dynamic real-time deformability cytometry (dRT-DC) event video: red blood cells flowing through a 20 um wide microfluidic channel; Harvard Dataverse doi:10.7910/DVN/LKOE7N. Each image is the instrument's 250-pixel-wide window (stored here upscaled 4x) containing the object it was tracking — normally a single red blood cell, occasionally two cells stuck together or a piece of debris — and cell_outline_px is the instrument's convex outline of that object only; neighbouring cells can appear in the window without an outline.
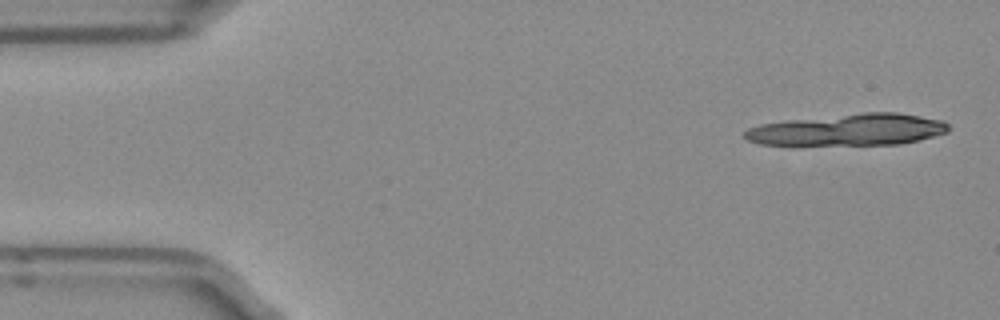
{"species": "Egyptian fruit bat (a non-hibernating species)", "species_latin": "Rousettus aegyptiacus", "temperature_condition": "room temperature", "stored_images_in_passage": 8, "camera_frame_rate_fps": 3000, "um_per_image_px": 0.085, "frame": {"image": 1, "passage_image": 1, "time_ms": 0.0, "image_size_px": [1000, 320], "cell_outline_px": [[948, 132], [900, 144], [760, 144], [748, 140], [744, 136], [744, 132], [748, 128], [760, 124], [788, 120], [860, 112], [896, 112], [920, 116], [940, 120], [948, 124]], "centroid_in_image_um": [72.1, 11.01], "position_along_channel_um": 12.9, "area_um2": 37.11}}
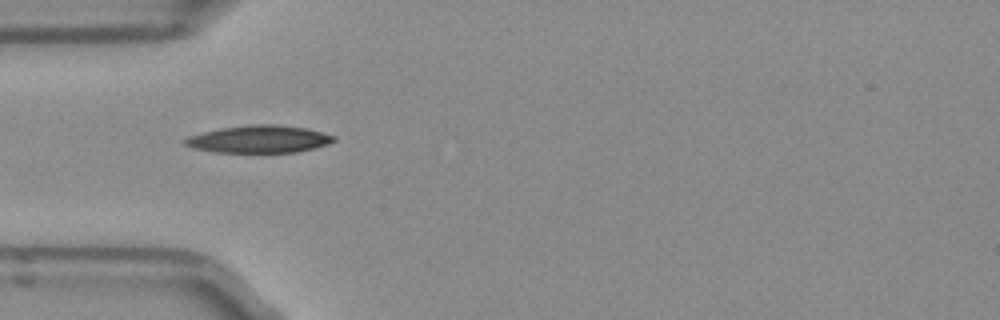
{"frame": {"image": 2, "passage_image": 4, "time_ms": 1.0, "image_size_px": [1000, 320], "cell_outline_px": [[336, 140], [328, 144], [296, 152], [216, 152], [196, 148], [184, 144], [184, 140], [188, 136], [220, 128], [252, 124], [280, 124], [308, 128], [336, 136]], "centroid_in_image_um": [22.07, 11.81], "position_along_channel_um": 62.9, "area_um2": 23.7}}
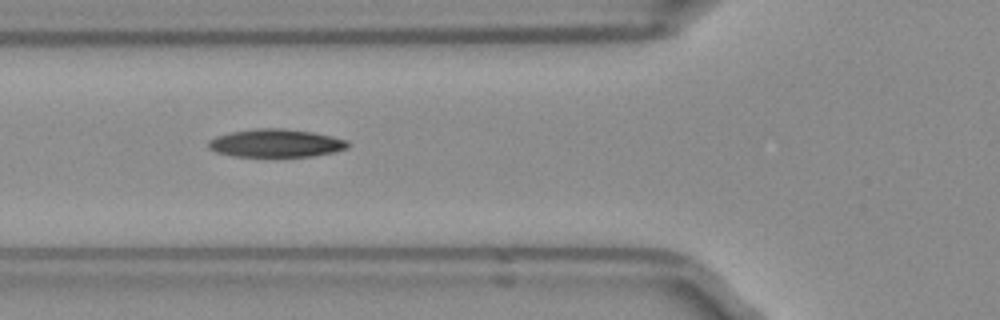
{"frame": {"image": 3, "passage_image": 5, "time_ms": 1.333, "image_size_px": [1000, 320], "cell_outline_px": [[348, 144], [344, 148], [332, 152], [312, 156], [232, 156], [216, 152], [208, 148], [208, 140], [216, 136], [232, 132], [256, 128], [280, 128], [312, 132], [332, 136], [348, 140]], "centroid_in_image_um": [23.4, 12.16], "position_along_channel_um": 102.4, "area_um2": 22.54}}